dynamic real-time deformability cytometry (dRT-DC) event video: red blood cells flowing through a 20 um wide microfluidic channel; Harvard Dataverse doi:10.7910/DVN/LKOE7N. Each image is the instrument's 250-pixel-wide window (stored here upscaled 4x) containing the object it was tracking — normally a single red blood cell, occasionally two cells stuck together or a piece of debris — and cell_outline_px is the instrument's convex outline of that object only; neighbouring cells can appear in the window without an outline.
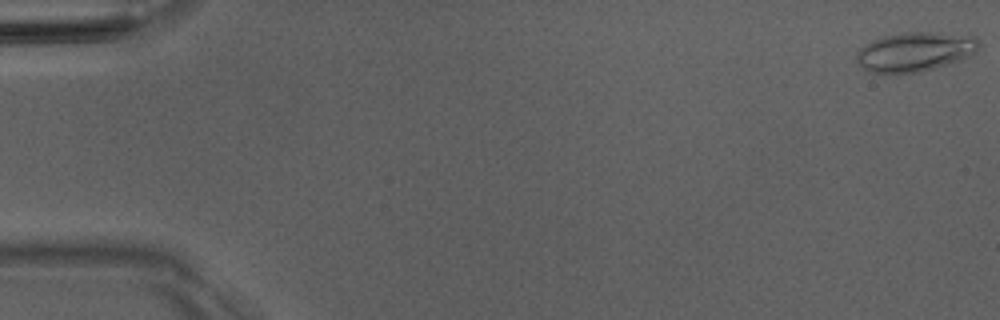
{"species": "Egyptian fruit bat (a non-hibernating species)", "species_latin": "Rousettus aegyptiacus", "temperature_condition": "room temperature", "stored_images_in_passage": 7, "camera_frame_rate_fps": 3000, "um_per_image_px": 0.085, "animal": {"sex": "male"}, "frame": {"image": 1, "passage_image": 1, "time_ms": 0.0, "image_size_px": [1000, 320], "cell_outline_px": [[980, 44], [976, 52], [972, 56], [948, 64], [920, 72], [868, 72], [860, 64], [856, 56], [856, 52], [860, 48], [872, 40], [884, 36], [904, 32], [936, 32], [976, 36]], "centroid_in_image_um": [77.82, 4.38], "position_along_channel_um": 7.2, "area_um2": 27.98}}